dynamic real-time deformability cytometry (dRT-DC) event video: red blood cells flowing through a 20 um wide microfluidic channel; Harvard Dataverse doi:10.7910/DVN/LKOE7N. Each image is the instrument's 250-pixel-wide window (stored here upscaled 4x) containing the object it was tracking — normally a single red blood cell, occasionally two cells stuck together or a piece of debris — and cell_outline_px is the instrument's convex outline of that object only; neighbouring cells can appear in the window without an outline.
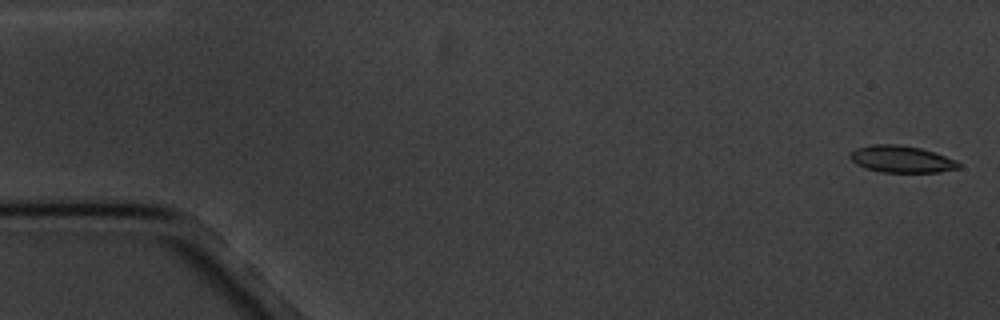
{"species": "common noctule bat (a hibernating species)", "species_latin": "Nyctalus noctula", "temperature_condition": "cold", "stored_images_in_passage": 10, "camera_frame_rate_fps": 3000, "um_per_image_px": 0.085, "animal": {"sex": "male", "body_mass_g": 20.1, "forearm_length_mm": 53.5}, "frame": {"image": 1, "passage_image": 1, "time_ms": 0.0, "image_size_px": [1000, 320], "cell_outline_px": [[960, 168], [940, 172], [880, 172], [864, 168], [856, 164], [848, 156], [856, 148], [872, 144], [900, 144], [920, 148], [956, 160], [960, 164]], "centroid_in_image_um": [76.6, 13.53], "position_along_channel_um": 8.4, "area_um2": 16.99}}
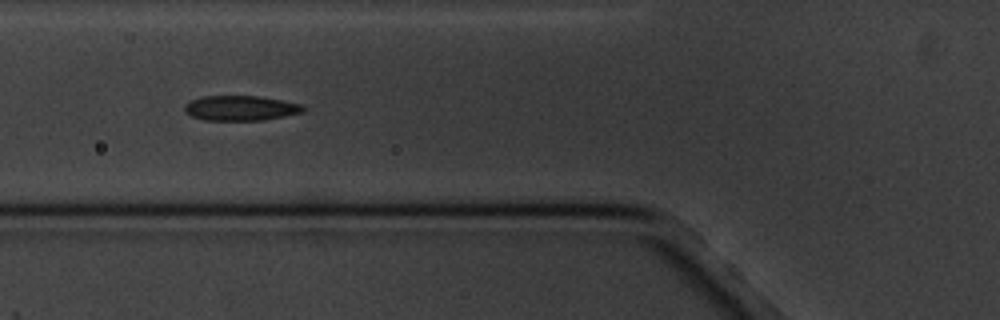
{"frame": {"image": 2, "passage_image": 7, "time_ms": 6.667, "image_size_px": [1000, 320], "cell_outline_px": [[304, 112], [264, 120], [204, 120], [192, 116], [184, 108], [184, 104], [192, 100], [204, 96], [260, 96], [300, 104], [304, 108]], "centroid_in_image_um": [20.45, 9.19], "position_along_channel_um": 105.3, "area_um2": 17.05}}
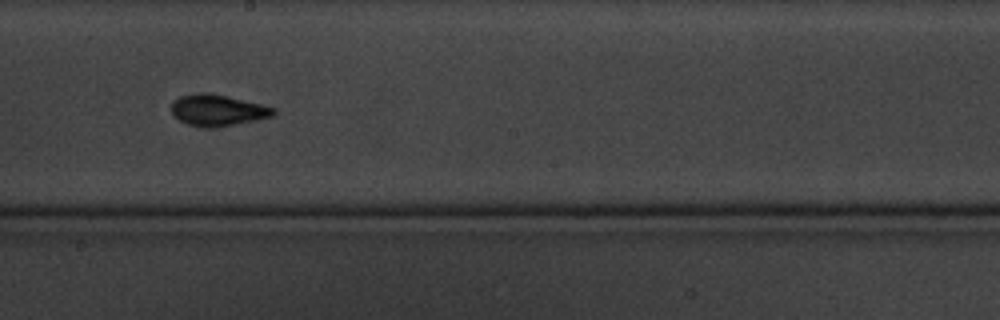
{"frame": {"image": 3, "passage_image": 10, "time_ms": 10.333, "image_size_px": [1000, 320], "cell_outline_px": [[276, 112], [272, 116], [256, 120], [216, 128], [208, 128], [188, 124], [172, 116], [168, 108], [172, 100], [180, 96], [204, 92], [224, 96], [260, 104], [276, 108]], "centroid_in_image_um": [18.43, 9.38], "position_along_channel_um": 229.8, "area_um2": 18.67}}